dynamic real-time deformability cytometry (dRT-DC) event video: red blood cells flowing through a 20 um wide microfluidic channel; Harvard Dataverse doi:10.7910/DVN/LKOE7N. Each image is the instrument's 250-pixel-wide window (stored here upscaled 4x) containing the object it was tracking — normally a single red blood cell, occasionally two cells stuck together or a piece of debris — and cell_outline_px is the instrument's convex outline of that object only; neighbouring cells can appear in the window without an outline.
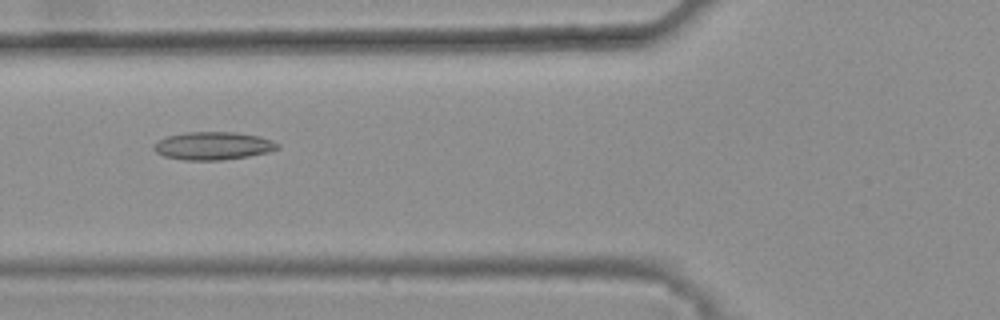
{"species": "common noctule bat (a hibernating species)", "species_latin": "Nyctalus noctula", "temperature_condition": "warm", "stored_images_in_passage": 48, "camera_frame_rate_fps": 3000, "um_per_image_px": 0.085, "animal": {"sex": "female", "body_mass_g": 25.1}, "frame": {"image": 1, "passage_image": 20, "time_ms": 6.333, "image_size_px": [1000, 320], "cell_outline_px": [[280, 148], [268, 152], [248, 156], [220, 160], [184, 160], [164, 156], [156, 152], [152, 148], [152, 144], [168, 136], [184, 132], [236, 132], [260, 136], [272, 140], [280, 144]], "centroid_in_image_um": [18.12, 12.39], "position_along_channel_um": 107.7, "area_um2": 20.23}}
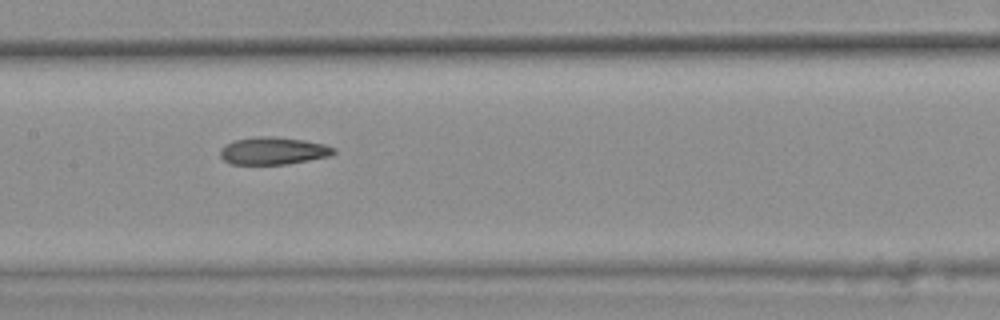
{"frame": {"image": 2, "passage_image": 26, "time_ms": 8.333, "image_size_px": [1000, 320], "cell_outline_px": [[336, 152], [332, 156], [288, 164], [232, 164], [224, 160], [220, 156], [220, 148], [236, 140], [256, 136], [276, 136], [304, 140], [324, 144], [336, 148]], "centroid_in_image_um": [23.27, 12.82], "position_along_channel_um": 184.1, "area_um2": 18.26}}
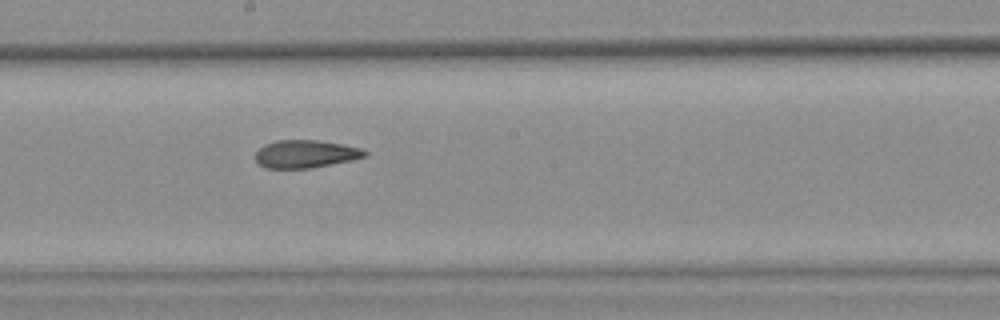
{"frame": {"image": 3, "passage_image": 29, "time_ms": 9.333, "image_size_px": [1000, 320], "cell_outline_px": [[368, 156], [352, 160], [312, 168], [264, 168], [256, 160], [256, 152], [264, 144], [276, 140], [316, 140], [340, 144], [360, 148], [368, 152]], "centroid_in_image_um": [25.97, 13.09], "position_along_channel_um": 222.2, "area_um2": 17.69}, "authors_computed_cell_mechanics": {"area_um2": 18.8717, "velocity_mm_per_s": 3.826, "shape_relaxation_time_tau1_ms": null, "shape_relaxation_time_tau2_ms": 1.2078, "deformation_change_tau1": null, "deformation_change_tau2": 0.0778}}